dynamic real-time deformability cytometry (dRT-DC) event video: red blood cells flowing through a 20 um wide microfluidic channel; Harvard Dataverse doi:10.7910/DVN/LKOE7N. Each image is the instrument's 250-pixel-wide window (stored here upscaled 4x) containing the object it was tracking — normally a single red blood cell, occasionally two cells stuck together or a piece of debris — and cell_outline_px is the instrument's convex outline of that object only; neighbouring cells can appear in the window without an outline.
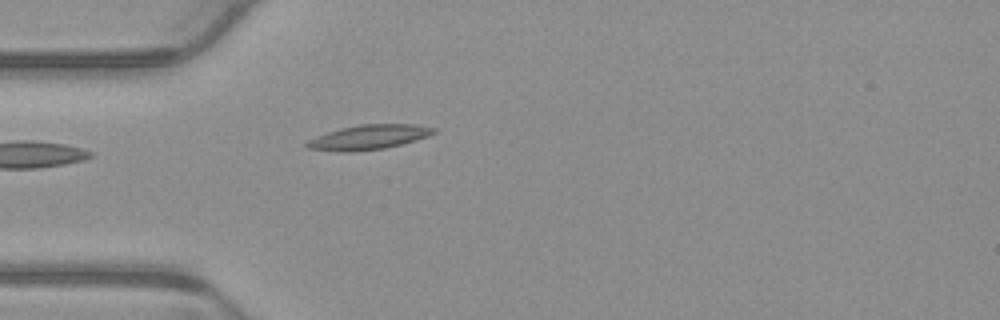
{"species": "common noctule bat (a hibernating species)", "species_latin": "Nyctalus noctula", "temperature_condition": "warm", "stored_images_in_passage": 2, "camera_frame_rate_fps": 3000, "um_per_image_px": 0.085, "animal": {"sex": "male", "body_mass_g": 23.1, "forearm_length_mm": 52.7}, "frame": {"image": 1, "passage_image": 2, "time_ms": 0.333, "image_size_px": [1000, 320], "cell_outline_px": [[436, 132], [428, 136], [416, 140], [384, 148], [352, 152], [344, 152], [308, 148], [304, 144], [308, 140], [316, 136], [340, 128], [360, 124], [416, 124], [436, 128]], "centroid_in_image_um": [31.35, 11.65], "position_along_channel_um": 53.7, "area_um2": 18.15}}